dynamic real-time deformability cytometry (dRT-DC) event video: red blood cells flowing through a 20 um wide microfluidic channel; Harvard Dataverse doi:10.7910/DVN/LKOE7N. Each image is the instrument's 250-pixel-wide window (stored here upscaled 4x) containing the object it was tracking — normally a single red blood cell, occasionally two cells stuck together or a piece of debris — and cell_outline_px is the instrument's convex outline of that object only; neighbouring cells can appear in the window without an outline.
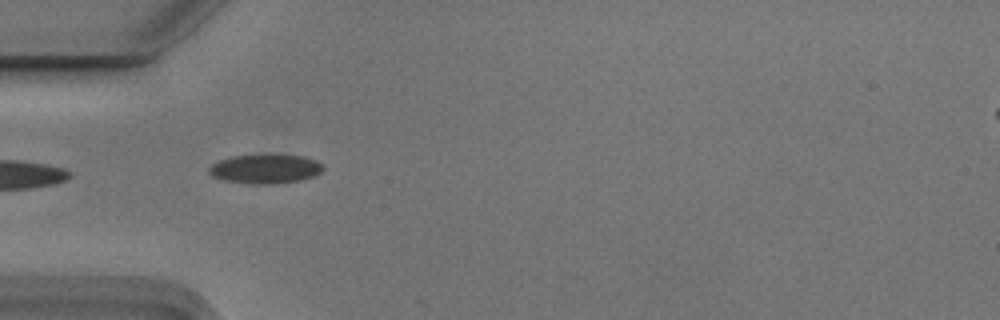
{"species": "Egyptian fruit bat (a non-hibernating species)", "species_latin": "Rousettus aegyptiacus", "temperature_condition": "cold", "stored_images_in_passage": 8, "camera_frame_rate_fps": 3000, "um_per_image_px": 0.085, "animal": {"sex": "male"}, "frame": {"image": 1, "passage_image": 4, "time_ms": 1.0, "image_size_px": [1000, 320], "cell_outline_px": [[324, 168], [320, 172], [312, 176], [300, 180], [276, 184], [252, 184], [224, 180], [212, 176], [208, 172], [208, 168], [212, 164], [220, 160], [232, 156], [304, 156], [316, 160], [324, 164]], "centroid_in_image_um": [22.55, 14.37], "position_along_channel_um": 62.4, "area_um2": 19.07}}
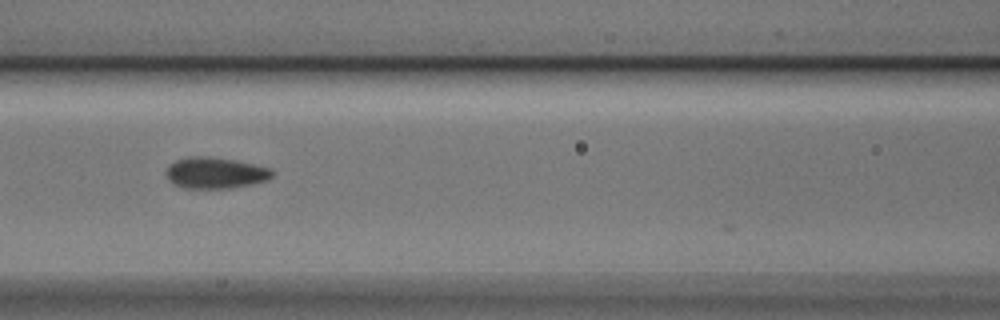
{"frame": {"image": 2, "passage_image": 6, "time_ms": 1.667, "image_size_px": [1000, 320], "cell_outline_px": [[272, 176], [268, 180], [252, 184], [232, 188], [188, 188], [176, 184], [168, 180], [168, 164], [176, 160], [188, 156], [208, 156], [236, 160], [272, 168]], "centroid_in_image_um": [18.34, 14.68], "position_along_channel_um": 148.3, "area_um2": 19.25}}
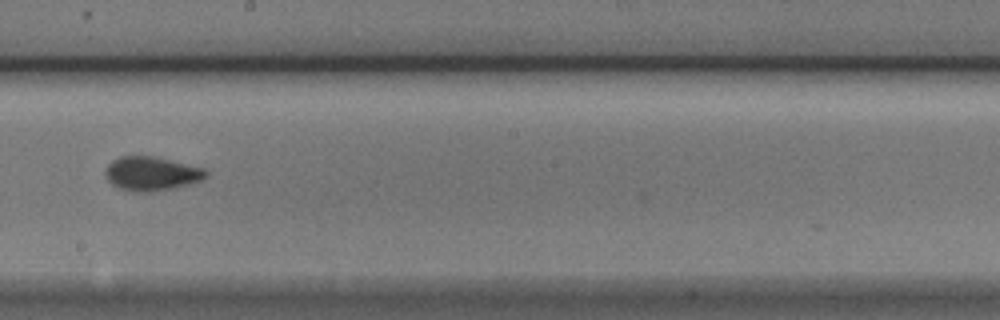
{"frame": {"image": 3, "passage_image": 8, "time_ms": 2.333, "image_size_px": [1000, 320], "cell_outline_px": [[208, 176], [200, 180], [176, 188], [152, 192], [136, 192], [120, 188], [112, 184], [108, 180], [104, 172], [108, 164], [112, 160], [120, 156], [152, 156], [204, 168], [208, 172]], "centroid_in_image_um": [12.87, 14.76], "position_along_channel_um": 235.3, "area_um2": 19.88}}